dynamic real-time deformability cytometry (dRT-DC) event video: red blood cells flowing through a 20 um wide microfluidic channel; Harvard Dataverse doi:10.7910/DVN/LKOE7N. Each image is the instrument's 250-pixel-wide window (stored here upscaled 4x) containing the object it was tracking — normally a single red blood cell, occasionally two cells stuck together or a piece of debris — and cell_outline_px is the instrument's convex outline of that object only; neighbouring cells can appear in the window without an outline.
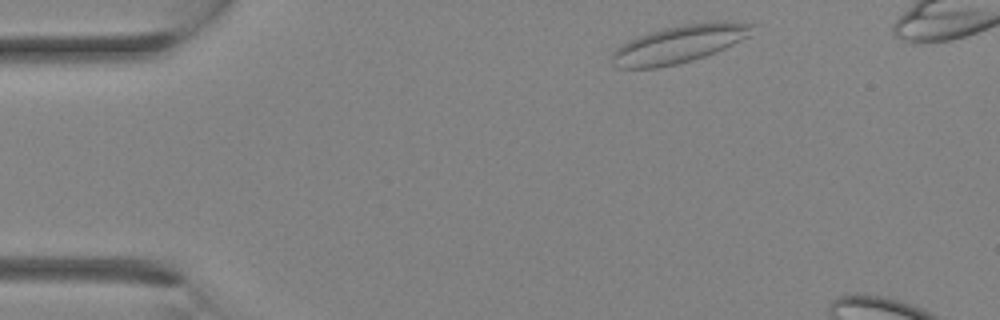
{"species": "Egyptian fruit bat (a non-hibernating species)", "species_latin": "Rousettus aegyptiacus", "temperature_condition": "room temperature", "stored_images_in_passage": 5, "camera_frame_rate_fps": 3000, "um_per_image_px": 0.085, "animal": {"sex": "female"}, "frame": {"image": 1, "passage_image": 1, "time_ms": 0.0, "image_size_px": [1000, 320], "cell_outline_px": [[756, 24], [752, 36], [716, 52], [692, 60], [676, 64], [656, 68], [620, 68], [612, 60], [612, 52], [616, 48], [628, 40], [664, 28], [684, 24], [720, 20]], "centroid_in_image_um": [57.82, 3.72], "position_along_channel_um": 27.2, "area_um2": 30.81}}